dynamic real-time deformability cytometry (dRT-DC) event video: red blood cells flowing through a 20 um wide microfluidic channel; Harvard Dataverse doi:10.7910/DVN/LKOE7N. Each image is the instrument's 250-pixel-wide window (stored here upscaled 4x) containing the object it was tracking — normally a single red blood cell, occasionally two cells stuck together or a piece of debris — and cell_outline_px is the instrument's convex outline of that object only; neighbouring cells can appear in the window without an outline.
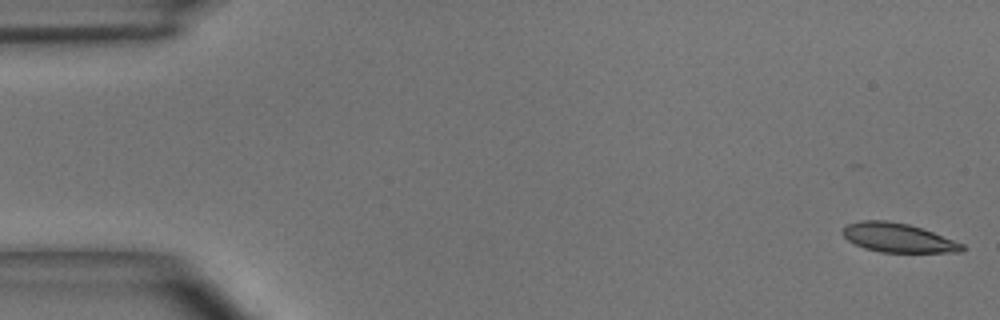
{"species": "common noctule bat (a hibernating species)", "species_latin": "Nyctalus noctula", "temperature_condition": "room temperature", "stored_images_in_passage": 42, "camera_frame_rate_fps": 3000, "um_per_image_px": 0.085, "animal": {"sex": "male", "body_mass_g": 15.6}, "frame": {"image": 1, "passage_image": 1, "time_ms": 0.0, "image_size_px": [1000, 320], "cell_outline_px": [[968, 248], [960, 252], [880, 252], [864, 248], [848, 240], [840, 232], [848, 224], [860, 220], [888, 220], [908, 224], [932, 232], [964, 244]], "centroid_in_image_um": [76.33, 20.21], "position_along_channel_um": 8.7, "area_um2": 20.17}}
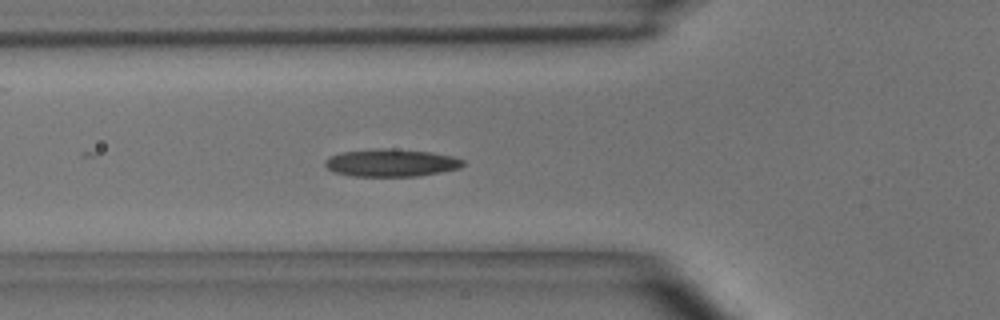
{"frame": {"image": 2, "passage_image": 17, "time_ms": 5.333, "image_size_px": [1000, 320], "cell_outline_px": [[464, 164], [460, 168], [420, 176], [352, 176], [332, 172], [324, 164], [324, 160], [340, 152], [376, 148], [384, 148], [432, 152], [452, 156], [464, 160]], "centroid_in_image_um": [33.23, 13.84], "position_along_channel_um": 92.6, "area_um2": 22.25}}
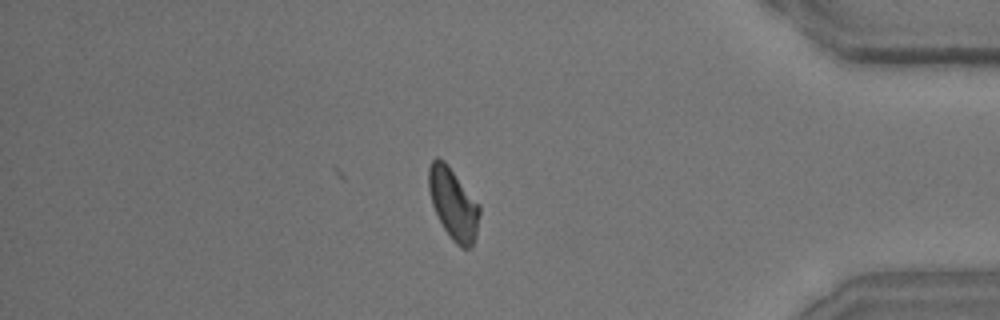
{"frame": {"image": 3, "passage_image": 42, "time_ms": 13.667, "image_size_px": [1000, 320], "cell_outline_px": [[480, 212], [476, 236], [472, 244], [468, 248], [460, 248], [452, 240], [444, 228], [432, 204], [428, 188], [428, 168], [432, 160], [436, 156], [444, 160], [448, 164], [480, 204]], "centroid_in_image_um": [38.53, 17.29], "position_along_channel_um": 396.7, "area_um2": 21.21}, "authors_computed_cell_mechanics": {"area_um2": 20.7502, "velocity_mm_per_s": 4.0347, "shape_relaxation_time_tau1_ms": 5.058, "shape_relaxation_time_tau2_ms": 2.793, "deformation_change_tau1": 0.1344, "deformation_change_tau2": 0.0975}}